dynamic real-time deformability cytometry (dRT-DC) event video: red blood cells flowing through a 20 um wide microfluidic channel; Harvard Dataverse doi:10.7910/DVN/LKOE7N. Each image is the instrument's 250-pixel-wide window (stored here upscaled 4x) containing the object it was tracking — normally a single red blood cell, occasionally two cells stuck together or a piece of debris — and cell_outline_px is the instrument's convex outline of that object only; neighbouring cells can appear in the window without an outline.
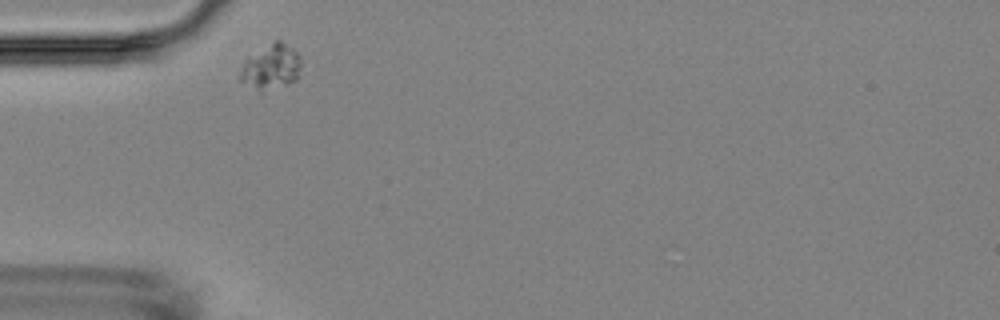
{"species": "Egyptian fruit bat (a non-hibernating species)", "species_latin": "Rousettus aegyptiacus", "temperature_condition": "room temperature", "stored_images_in_passage": 2, "camera_frame_rate_fps": 3000, "um_per_image_px": 0.085, "animal": {"sex": "female"}, "frame": {"image": 1, "passage_image": 1, "time_ms": 0.0, "image_size_px": [1000, 320], "cell_outline_px": [[300, 76], [296, 80], [288, 84], [260, 92], [240, 80], [240, 72], [244, 60], [248, 56], [276, 40], [280, 40], [292, 48], [300, 56]], "centroid_in_image_um": [23.05, 5.7], "position_along_channel_um": 62.0, "area_um2": 15.95}}